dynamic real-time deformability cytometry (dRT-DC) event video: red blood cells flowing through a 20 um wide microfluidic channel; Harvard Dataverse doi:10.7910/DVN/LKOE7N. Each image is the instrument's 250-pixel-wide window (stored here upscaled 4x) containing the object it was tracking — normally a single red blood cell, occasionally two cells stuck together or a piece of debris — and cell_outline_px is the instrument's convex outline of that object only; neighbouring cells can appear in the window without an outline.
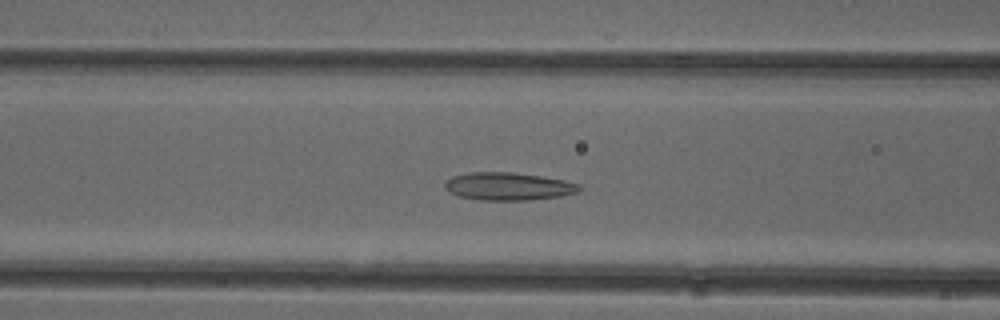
{"species": "common noctule bat (a hibernating species)", "species_latin": "Nyctalus noctula", "temperature_condition": "cold", "stored_images_in_passage": 51, "camera_frame_rate_fps": 3000, "um_per_image_px": 0.085, "animal": {"sex": "female"}, "frame": {"image": 1, "passage_image": 20, "time_ms": 6.333, "image_size_px": [1000, 320], "cell_outline_px": [[580, 188], [576, 192], [560, 196], [528, 200], [480, 200], [460, 196], [448, 192], [444, 188], [444, 184], [452, 176], [468, 172], [512, 172], [540, 176], [564, 180], [580, 184]], "centroid_in_image_um": [43.16, 15.83], "position_along_channel_um": 123.4, "area_um2": 21.68}}
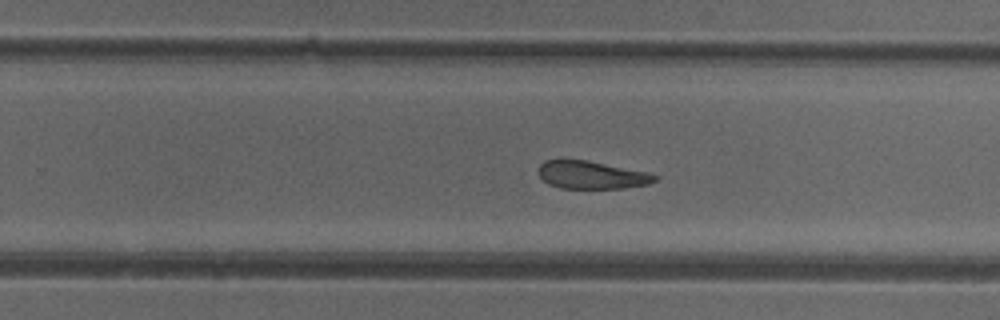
{"frame": {"image": 2, "passage_image": 32, "time_ms": 10.333, "image_size_px": [1000, 320], "cell_outline_px": [[660, 176], [656, 180], [648, 184], [624, 188], [560, 188], [548, 184], [540, 176], [540, 164], [544, 160], [588, 160], [648, 172]], "centroid_in_image_um": [50.32, 14.87], "position_along_channel_um": 279.5, "area_um2": 18.79}}
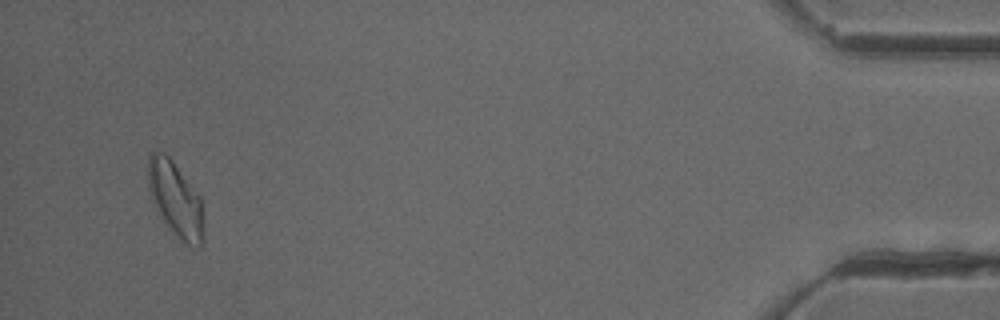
{"frame": {"image": 3, "passage_image": 49, "time_ms": 16.0, "image_size_px": [1000, 320], "cell_outline_px": [[204, 240], [200, 248], [196, 248], [188, 244], [164, 220], [156, 208], [152, 200], [148, 188], [148, 156], [152, 152], [164, 152], [172, 160], [200, 196], [204, 236]], "centroid_in_image_um": [14.92, 16.89], "position_along_channel_um": 420.3, "area_um2": 23.64}, "authors_computed_cell_mechanics": {"area_um2": 21.8484, "velocity_mm_per_s": 3.9077, "shape_relaxation_time_tau1_ms": null, "shape_relaxation_time_tau2_ms": 2.5106, "deformation_change_tau1": null, "deformation_change_tau2": 0.0901}}